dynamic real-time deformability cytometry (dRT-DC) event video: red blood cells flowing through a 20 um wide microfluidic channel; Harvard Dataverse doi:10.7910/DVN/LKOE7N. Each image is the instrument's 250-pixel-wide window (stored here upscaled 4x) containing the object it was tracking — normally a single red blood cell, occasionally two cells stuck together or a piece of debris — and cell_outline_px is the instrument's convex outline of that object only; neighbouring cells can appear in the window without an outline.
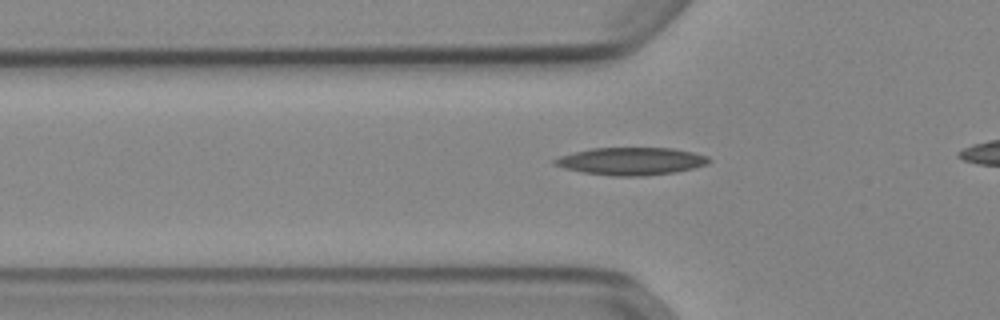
{"species": "Egyptian fruit bat (a non-hibernating species)", "species_latin": "Rousettus aegyptiacus", "temperature_condition": "cold", "stored_images_in_passage": 30, "camera_frame_rate_fps": 3000, "um_per_image_px": 0.085, "animal": {"sex": "female"}, "frame": {"image": 1, "passage_image": 2, "time_ms": 0.333, "image_size_px": [1000, 320], "cell_outline_px": [[712, 160], [708, 164], [676, 172], [644, 176], [612, 176], [584, 172], [564, 168], [552, 164], [552, 160], [560, 156], [592, 148], [672, 148], [692, 152], [708, 156]], "centroid_in_image_um": [53.66, 13.7], "position_along_channel_um": 72.1, "area_um2": 24.74}}
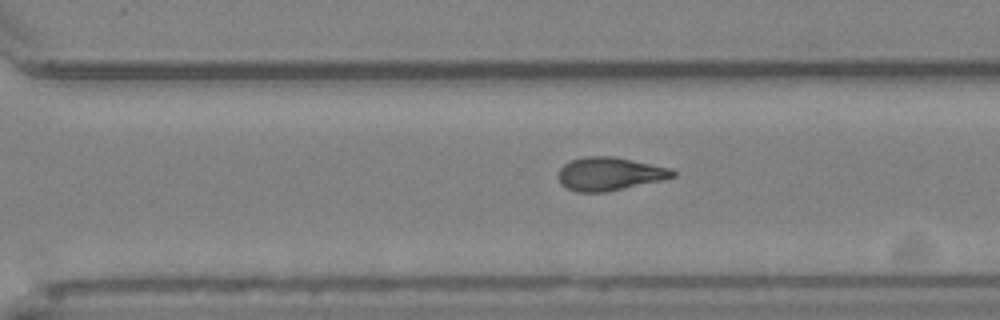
{"frame": {"image": 2, "passage_image": 21, "time_ms": 6.667, "image_size_px": [1000, 320], "cell_outline_px": [[676, 176], [660, 180], [608, 192], [576, 192], [560, 184], [556, 176], [560, 168], [568, 160], [584, 156], [612, 156], [672, 168], [676, 172]], "centroid_in_image_um": [51.76, 14.77], "position_along_channel_um": 318.8, "area_um2": 22.37}}
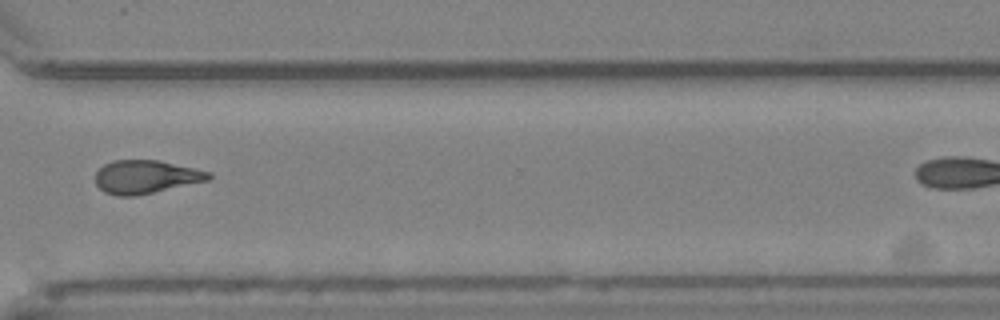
{"frame": {"image": 3, "passage_image": 24, "time_ms": 7.667, "image_size_px": [1000, 320], "cell_outline_px": [[212, 176], [208, 180], [136, 196], [116, 196], [104, 192], [96, 184], [96, 172], [104, 164], [112, 160], [160, 160], [212, 172]], "centroid_in_image_um": [12.39, 15.03], "position_along_channel_um": 358.2, "area_um2": 22.02}, "authors_computed_cell_mechanics": {"area_um2": 22.1663, "velocity_mm_per_s": 3.9057, "shape_relaxation_time_tau1_ms": 10.6436, "shape_relaxation_time_tau2_ms": 6.7601, "deformation_change_tau1": 0.2342, "deformation_change_tau2": 0.169}}